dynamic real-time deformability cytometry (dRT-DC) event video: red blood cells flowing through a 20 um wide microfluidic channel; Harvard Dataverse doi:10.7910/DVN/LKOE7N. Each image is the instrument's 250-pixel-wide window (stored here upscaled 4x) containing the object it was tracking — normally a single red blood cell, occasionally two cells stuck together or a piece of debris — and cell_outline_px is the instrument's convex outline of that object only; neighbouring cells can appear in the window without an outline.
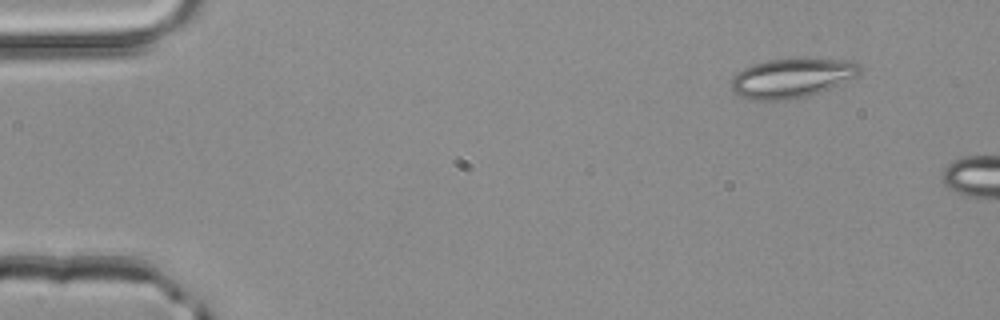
{"species": "common noctule bat (a hibernating species)", "species_latin": "Nyctalus noctula", "temperature_condition": "room temperature", "stored_images_in_passage": 3, "camera_frame_rate_fps": 3000, "um_per_image_px": 0.085, "animal": {"sex": "male", "body_mass_g": 20.4}, "frame": {"image": 1, "passage_image": 3, "time_ms": 0.667, "image_size_px": [1000, 320], "cell_outline_px": [[860, 72], [856, 76], [820, 92], [808, 96], [792, 100], [748, 100], [732, 92], [732, 76], [736, 72], [752, 64], [768, 60], [852, 60], [860, 64]], "centroid_in_image_um": [67.25, 6.66], "position_along_channel_um": 17.8, "area_um2": 29.19}}